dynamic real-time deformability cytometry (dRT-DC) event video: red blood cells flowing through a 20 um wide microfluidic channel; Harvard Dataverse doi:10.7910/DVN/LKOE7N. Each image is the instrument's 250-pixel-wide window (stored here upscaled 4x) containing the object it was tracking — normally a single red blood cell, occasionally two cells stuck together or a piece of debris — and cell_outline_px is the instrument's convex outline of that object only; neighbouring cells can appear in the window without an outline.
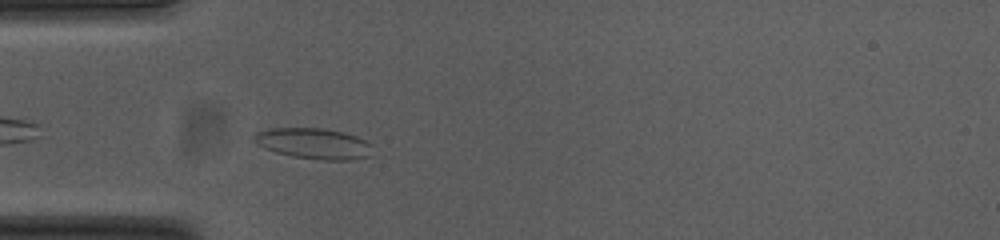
{"species": "common noctule bat (a hibernating species)", "species_latin": "Nyctalus noctula", "temperature_condition": "cold", "stored_images_in_passage": 41, "camera_frame_rate_fps": 3000, "um_per_image_px": 0.085, "animal": {"sex": "female", "body_mass_g": 23.0, "forearm_length_mm": 53.4}, "frame": {"image": 1, "passage_image": 3, "time_ms": 0.667, "image_size_px": [1000, 240], "cell_outline_px": [[372, 156], [352, 160], [320, 160], [292, 156], [276, 152], [264, 148], [256, 144], [252, 140], [252, 136], [256, 132], [268, 128], [324, 128], [344, 132], [356, 136], [372, 144]], "centroid_in_image_um": [26.66, 12.2], "position_along_channel_um": 58.3, "area_um2": 21.62}}
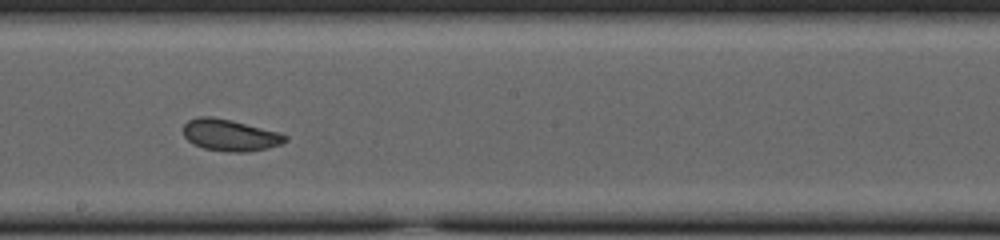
{"frame": {"image": 2, "passage_image": 17, "time_ms": 5.333, "image_size_px": [1000, 240], "cell_outline_px": [[288, 140], [280, 144], [268, 148], [244, 152], [228, 152], [204, 148], [188, 140], [184, 136], [184, 124], [188, 120], [200, 116], [212, 116], [232, 120], [280, 132], [288, 136]], "centroid_in_image_um": [19.58, 11.47], "position_along_channel_um": 228.6, "area_um2": 18.79}}
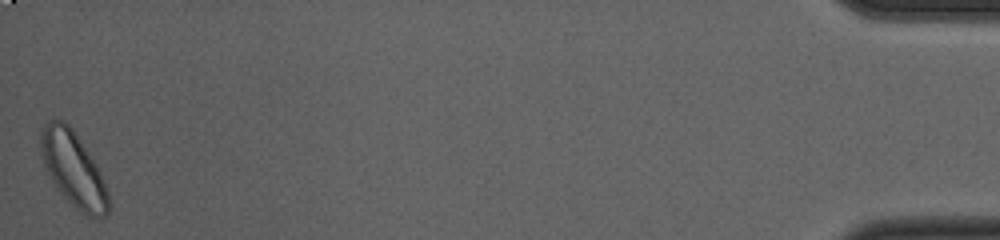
{"frame": {"image": 3, "passage_image": 41, "time_ms": 13.333, "image_size_px": [1000, 240], "cell_outline_px": [[108, 212], [100, 220], [92, 220], [80, 212], [60, 192], [52, 180], [44, 164], [40, 152], [40, 136], [44, 124], [52, 120], [64, 120], [72, 128], [96, 164], [104, 180], [108, 192]], "centroid_in_image_um": [6.25, 14.42], "position_along_channel_um": 428.9, "area_um2": 29.36}, "authors_computed_cell_mechanics": {"area_um2": 19.5364, "velocity_mm_per_s": 3.7174, "shape_relaxation_time_tau1_ms": 5.0489, "shape_relaxation_time_tau2_ms": 1.6107, "deformation_change_tau1": 0.097, "deformation_change_tau2": 0.0693}}